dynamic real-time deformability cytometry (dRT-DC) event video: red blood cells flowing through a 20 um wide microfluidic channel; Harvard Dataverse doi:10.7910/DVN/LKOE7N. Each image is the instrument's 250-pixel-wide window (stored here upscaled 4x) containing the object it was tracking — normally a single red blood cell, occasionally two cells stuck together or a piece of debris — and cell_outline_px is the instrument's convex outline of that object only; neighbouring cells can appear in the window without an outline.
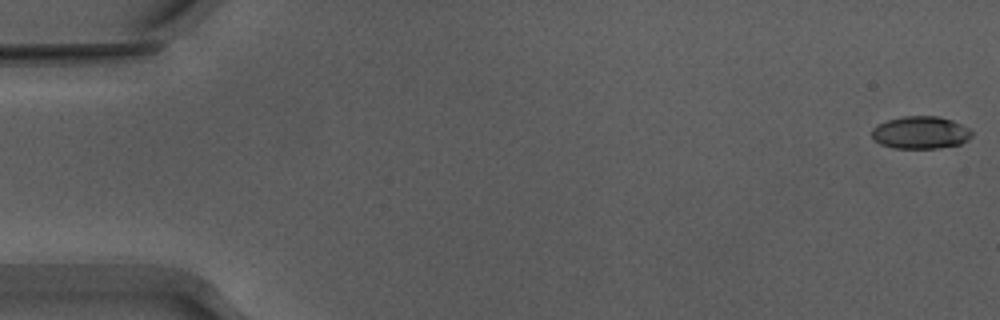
{"species": "Egyptian fruit bat (a non-hibernating species)", "species_latin": "Rousettus aegyptiacus", "temperature_condition": "warm", "stored_images_in_passage": 54, "camera_frame_rate_fps": 3000, "um_per_image_px": 0.085, "animal": {"sex": "male"}, "frame": {"image": 1, "passage_image": 1, "time_ms": 0.0, "image_size_px": [1000, 320], "cell_outline_px": [[972, 136], [968, 140], [960, 144], [940, 148], [892, 148], [880, 144], [872, 136], [872, 128], [888, 120], [904, 116], [940, 116], [952, 120], [968, 128], [972, 132]], "centroid_in_image_um": [78.27, 11.27], "position_along_channel_um": 6.7, "area_um2": 18.9}}
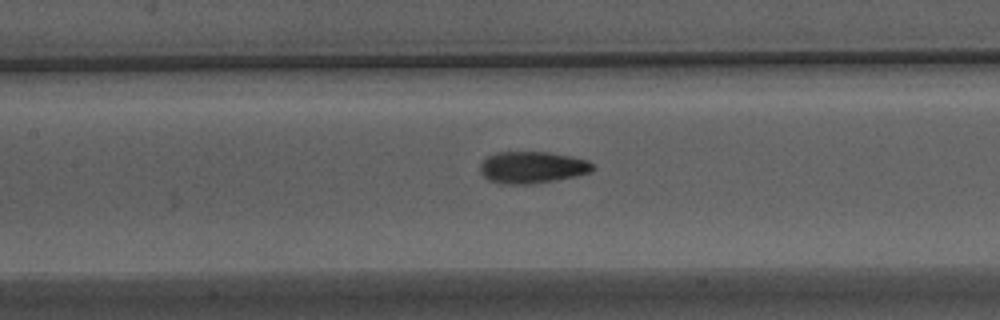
{"frame": {"image": 2, "passage_image": 25, "time_ms": 8.0, "image_size_px": [1000, 320], "cell_outline_px": [[596, 168], [592, 172], [556, 180], [528, 184], [504, 184], [488, 180], [480, 172], [480, 164], [488, 156], [496, 152], [548, 152], [572, 156], [588, 160]], "centroid_in_image_um": [45.25, 14.22], "position_along_channel_um": 162.1, "area_um2": 20.92}}
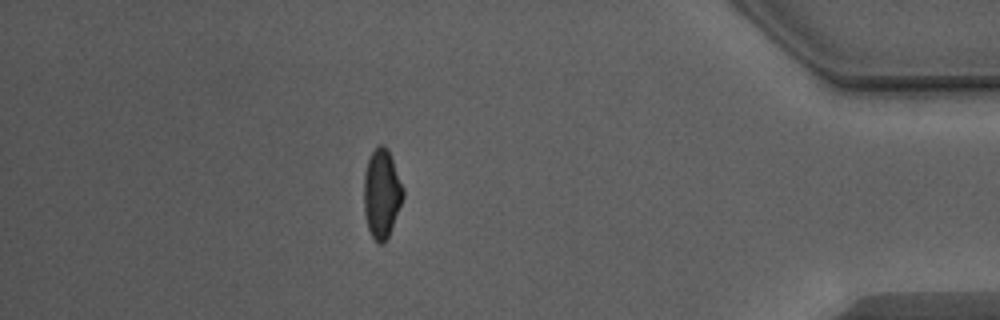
{"frame": {"image": 3, "passage_image": 47, "time_ms": 15.333, "image_size_px": [1000, 320], "cell_outline_px": [[404, 196], [388, 236], [380, 244], [376, 244], [368, 228], [364, 212], [364, 176], [368, 160], [372, 152], [380, 144], [384, 144], [388, 148], [404, 188]], "centroid_in_image_um": [32.44, 16.43], "position_along_channel_um": 402.8, "area_um2": 20.17}, "authors_computed_cell_mechanics": {"area_um2": 19.9988, "velocity_mm_per_s": 3.9026, "shape_relaxation_time_tau1_ms": 7.1327, "shape_relaxation_time_tau2_ms": 2.0148, "deformation_change_tau1": 0.2027, "deformation_change_tau2": 0.0828}}